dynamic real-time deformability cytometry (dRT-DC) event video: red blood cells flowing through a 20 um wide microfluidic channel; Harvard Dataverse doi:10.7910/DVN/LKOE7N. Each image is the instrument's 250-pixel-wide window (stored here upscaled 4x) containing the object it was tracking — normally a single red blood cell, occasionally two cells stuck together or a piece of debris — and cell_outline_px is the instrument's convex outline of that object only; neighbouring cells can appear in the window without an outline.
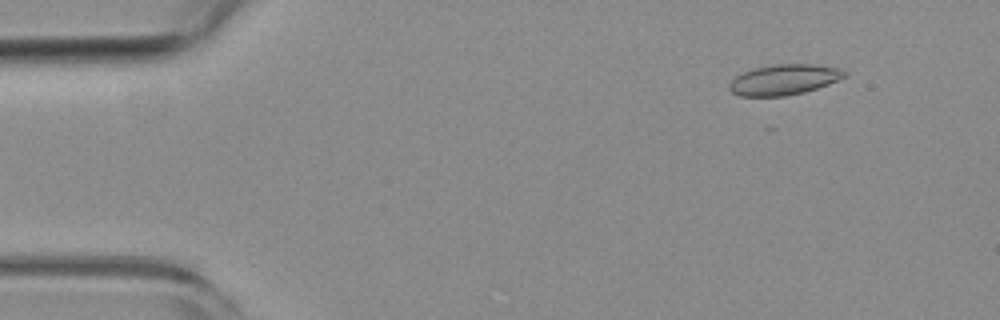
{"species": "common noctule bat (a hibernating species)", "species_latin": "Nyctalus noctula", "temperature_condition": "room temperature", "stored_images_in_passage": 54, "camera_frame_rate_fps": 3000, "um_per_image_px": 0.085, "animal": {"sex": "female", "body_mass_g": 19.3, "forearm_length_mm": 54.1}, "frame": {"image": 1, "passage_image": 6, "time_ms": 1.667, "image_size_px": [1000, 320], "cell_outline_px": [[848, 76], [828, 84], [804, 92], [784, 96], [740, 96], [732, 92], [728, 88], [728, 84], [736, 76], [752, 68], [772, 64], [812, 64], [840, 68], [848, 72]], "centroid_in_image_um": [66.65, 6.76], "position_along_channel_um": 18.4, "area_um2": 20.58}}
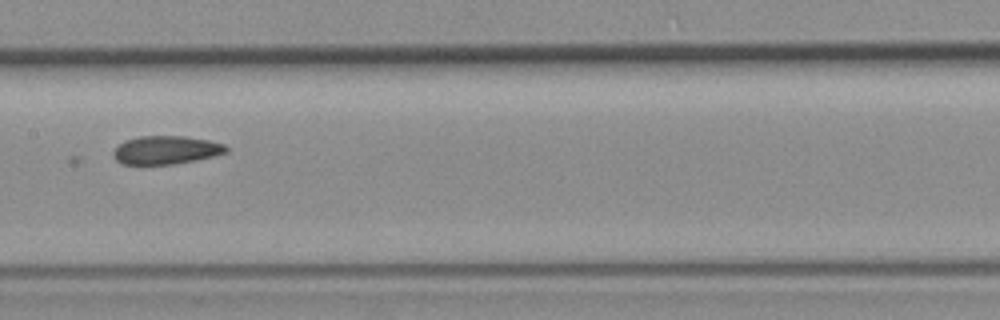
{"frame": {"image": 2, "passage_image": 27, "time_ms": 8.667, "image_size_px": [1000, 320], "cell_outline_px": [[228, 152], [196, 160], [172, 164], [124, 164], [116, 160], [112, 152], [124, 140], [140, 136], [184, 136], [208, 140], [224, 144], [228, 148]], "centroid_in_image_um": [14.11, 12.74], "position_along_channel_um": 193.3, "area_um2": 18.5}}
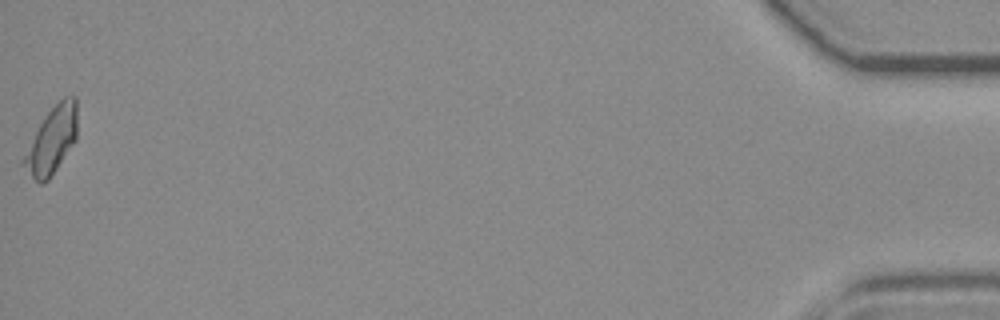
{"frame": {"image": 3, "passage_image": 54, "time_ms": 17.667, "image_size_px": [1000, 320], "cell_outline_px": [[76, 140], [48, 180], [40, 184], [32, 176], [20, 160], [40, 124], [48, 112], [64, 96], [76, 96]], "centroid_in_image_um": [4.41, 11.92], "position_along_channel_um": 430.8, "area_um2": 20.17}}